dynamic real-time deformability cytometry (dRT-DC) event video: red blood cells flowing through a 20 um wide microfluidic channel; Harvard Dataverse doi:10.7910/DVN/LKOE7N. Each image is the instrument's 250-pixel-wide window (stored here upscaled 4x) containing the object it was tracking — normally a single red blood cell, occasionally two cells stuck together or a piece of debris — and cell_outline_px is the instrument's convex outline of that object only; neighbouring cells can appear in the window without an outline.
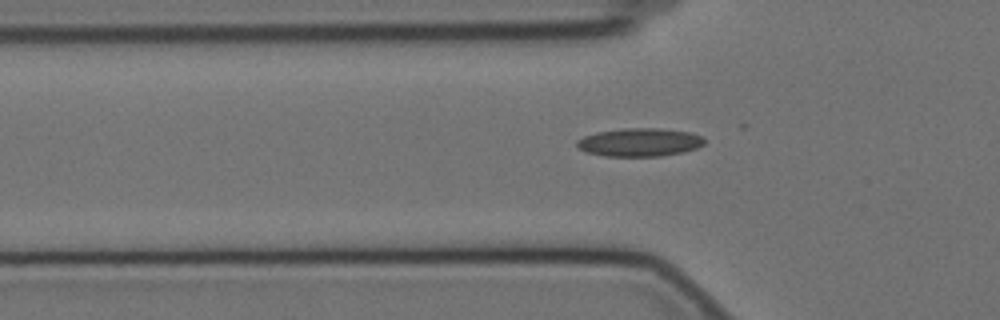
{"species": "Egyptian fruit bat (a non-hibernating species)", "species_latin": "Rousettus aegyptiacus", "temperature_condition": "cold", "stored_images_in_passage": 13, "camera_frame_rate_fps": 3000, "um_per_image_px": 0.085, "animal": {"sex": "female"}, "frame": {"image": 1, "passage_image": 4, "time_ms": 1.0, "image_size_px": [1000, 320], "cell_outline_px": [[704, 144], [696, 148], [684, 152], [660, 156], [604, 156], [584, 152], [576, 144], [576, 140], [584, 136], [596, 132], [624, 128], [660, 128], [692, 132], [704, 136]], "centroid_in_image_um": [54.38, 12.09], "position_along_channel_um": 71.4, "area_um2": 21.21}}
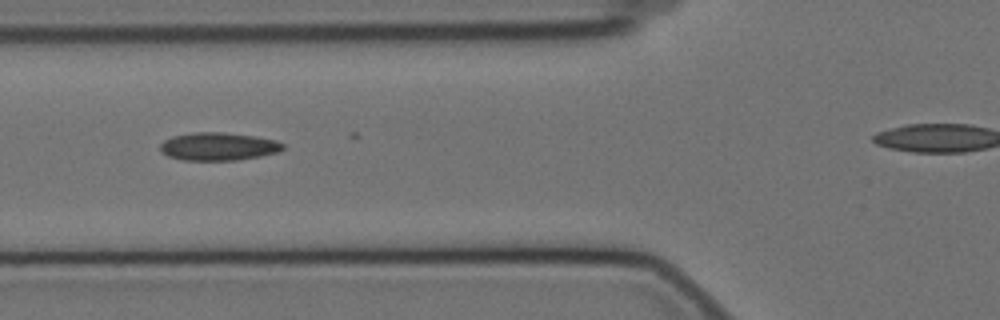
{"frame": {"image": 2, "passage_image": 7, "time_ms": 2.0, "image_size_px": [1000, 320], "cell_outline_px": [[284, 148], [280, 152], [260, 156], [236, 160], [184, 160], [168, 156], [160, 152], [160, 144], [164, 140], [172, 136], [196, 132], [224, 132], [256, 136], [276, 140], [284, 144]], "centroid_in_image_um": [18.57, 12.44], "position_along_channel_um": 107.2, "area_um2": 20.11}}
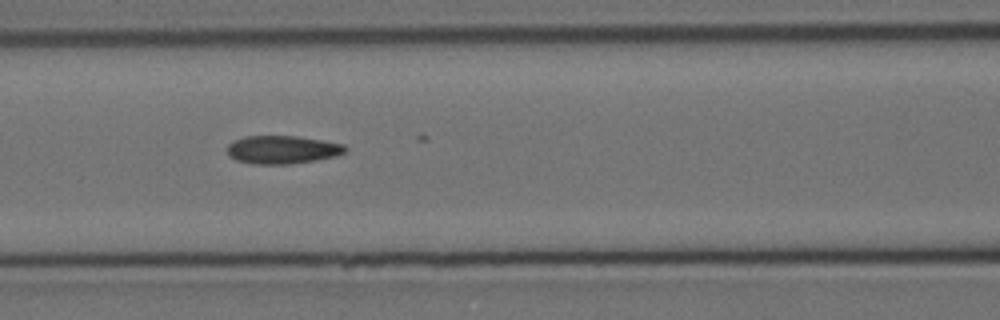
{"frame": {"image": 3, "passage_image": 10, "time_ms": 3.0, "image_size_px": [1000, 320], "cell_outline_px": [[348, 148], [344, 152], [336, 156], [316, 160], [288, 164], [252, 164], [236, 160], [228, 156], [228, 144], [232, 140], [244, 136], [296, 136], [344, 144]], "centroid_in_image_um": [23.96, 12.72], "position_along_channel_um": 142.6, "area_um2": 19.42}}